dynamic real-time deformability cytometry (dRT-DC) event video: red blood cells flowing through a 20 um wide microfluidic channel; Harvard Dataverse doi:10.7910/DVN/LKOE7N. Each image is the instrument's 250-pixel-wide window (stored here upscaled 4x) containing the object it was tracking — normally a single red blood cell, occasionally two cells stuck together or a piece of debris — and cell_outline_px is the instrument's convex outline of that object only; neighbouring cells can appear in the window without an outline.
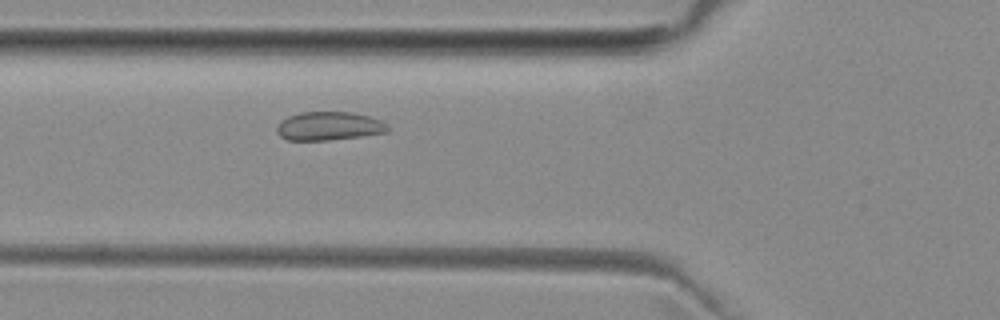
{"species": "common noctule bat (a hibernating species)", "species_latin": "Nyctalus noctula", "temperature_condition": "room temperature", "stored_images_in_passage": 2, "camera_frame_rate_fps": 3000, "um_per_image_px": 0.085, "animal": {"sex": "female", "body_mass_g": 29.2, "forearm_length_mm": 56.3}, "frame": {"image": 1, "passage_image": 2, "time_ms": 1.0, "image_size_px": [1000, 320], "cell_outline_px": [[388, 132], [360, 136], [328, 140], [288, 140], [280, 136], [276, 132], [276, 128], [280, 120], [288, 116], [300, 112], [352, 112], [368, 116], [380, 120], [388, 124]], "centroid_in_image_um": [27.93, 10.71], "position_along_channel_um": 97.9, "area_um2": 18.5}}